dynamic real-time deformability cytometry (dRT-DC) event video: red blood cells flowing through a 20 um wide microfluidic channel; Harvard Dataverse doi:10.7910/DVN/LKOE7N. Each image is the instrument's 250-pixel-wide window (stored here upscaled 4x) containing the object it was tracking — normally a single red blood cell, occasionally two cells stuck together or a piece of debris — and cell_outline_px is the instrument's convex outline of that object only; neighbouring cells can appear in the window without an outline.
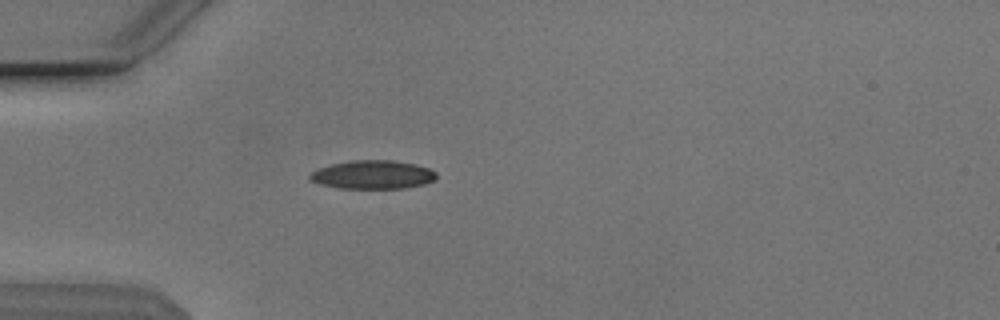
{"species": "Egyptian fruit bat (a non-hibernating species)", "species_latin": "Rousettus aegyptiacus", "temperature_condition": "cold", "stored_images_in_passage": 34, "camera_frame_rate_fps": 3000, "um_per_image_px": 0.085, "animal": {"sex": "male"}, "frame": {"image": 1, "passage_image": 1, "time_ms": 0.0, "image_size_px": [1000, 320], "cell_outline_px": [[436, 180], [424, 184], [404, 188], [340, 188], [320, 184], [308, 180], [308, 176], [312, 172], [320, 168], [332, 164], [352, 160], [392, 160], [416, 164], [428, 168], [436, 172]], "centroid_in_image_um": [31.69, 14.85], "position_along_channel_um": 53.3, "area_um2": 21.04}}
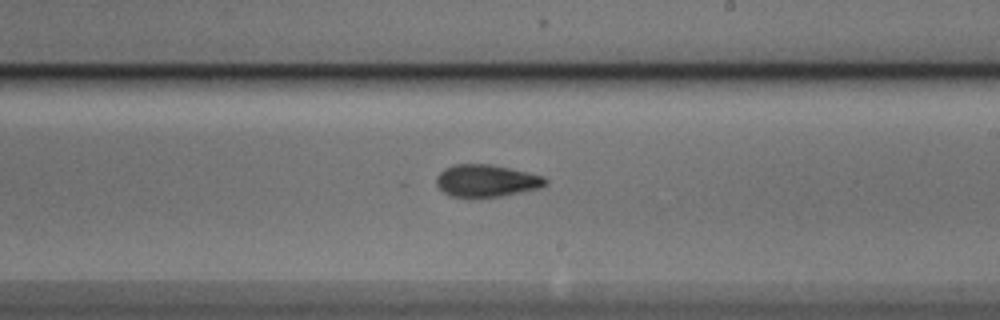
{"frame": {"image": 2, "passage_image": 17, "time_ms": 5.333, "image_size_px": [1000, 320], "cell_outline_px": [[548, 184], [540, 188], [500, 196], [448, 196], [436, 184], [436, 176], [444, 168], [456, 164], [492, 164], [528, 172], [544, 176], [548, 180]], "centroid_in_image_um": [41.36, 15.34], "position_along_channel_um": 247.6, "area_um2": 20.4}}
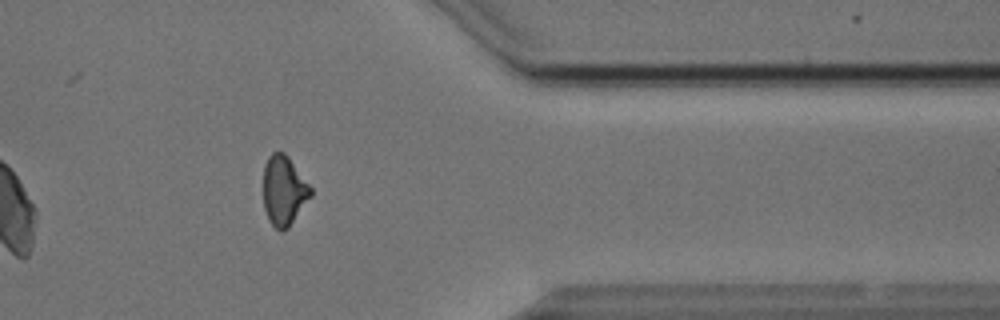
{"frame": {"image": 3, "passage_image": 29, "time_ms": 9.333, "image_size_px": [1000, 320], "cell_outline_px": [[312, 196], [288, 228], [280, 232], [268, 220], [264, 208], [264, 164], [268, 156], [272, 152], [284, 152], [288, 156], [312, 188]], "centroid_in_image_um": [24.13, 16.2], "position_along_channel_um": 387.3, "area_um2": 19.31}, "authors_computed_cell_mechanics": {"area_um2": 20.6635, "velocity_mm_per_s": 3.8432, "shape_relaxation_time_tau1_ms": 5.7217, "shape_relaxation_time_tau2_ms": 2.8148, "deformation_change_tau1": 0.1558, "deformation_change_tau2": 0.0965}}